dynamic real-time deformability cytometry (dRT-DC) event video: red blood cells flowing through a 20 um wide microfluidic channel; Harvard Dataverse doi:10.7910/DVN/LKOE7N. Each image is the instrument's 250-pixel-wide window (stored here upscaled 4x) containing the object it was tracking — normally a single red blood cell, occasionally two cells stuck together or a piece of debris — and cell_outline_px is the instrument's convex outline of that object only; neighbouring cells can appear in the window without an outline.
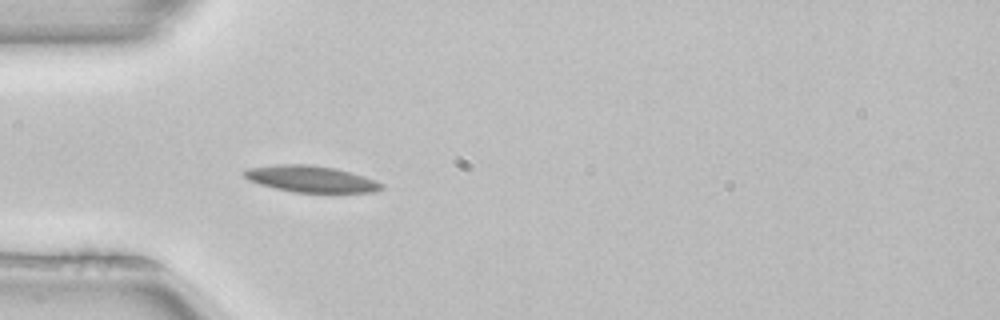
{"species": "common noctule bat (a hibernating species)", "species_latin": "Nyctalus noctula", "temperature_condition": "room temperature", "stored_images_in_passage": 2, "camera_frame_rate_fps": 3000, "um_per_image_px": 0.085, "animal": {"sex": "female", "body_mass_g": 22.7, "forearm_length_mm": 54.2}, "frame": {"image": 1, "passage_image": 2, "time_ms": 0.333, "image_size_px": [1000, 320], "cell_outline_px": [[384, 188], [376, 192], [296, 192], [276, 188], [260, 184], [248, 180], [244, 176], [244, 168], [276, 164], [312, 164], [336, 168], [352, 172], [364, 176], [384, 184]], "centroid_in_image_um": [26.43, 15.19], "position_along_channel_um": 58.6, "area_um2": 21.27}}